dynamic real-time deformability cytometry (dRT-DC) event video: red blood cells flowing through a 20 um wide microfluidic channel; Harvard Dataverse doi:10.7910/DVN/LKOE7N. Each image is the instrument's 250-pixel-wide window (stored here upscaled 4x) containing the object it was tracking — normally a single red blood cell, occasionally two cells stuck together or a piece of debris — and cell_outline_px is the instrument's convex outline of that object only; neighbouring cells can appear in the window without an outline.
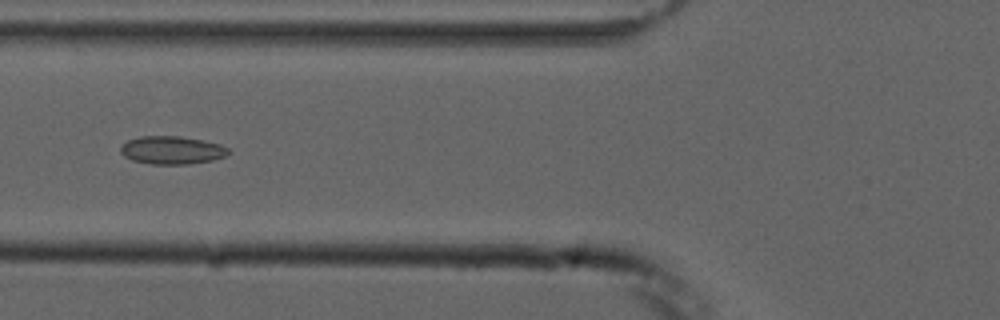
{"species": "common noctule bat (a hibernating species)", "species_latin": "Nyctalus noctula", "temperature_condition": "cold", "stored_images_in_passage": 9, "camera_frame_rate_fps": 3000, "um_per_image_px": 0.085, "animal": {"sex": "male", "forearm_length_mm": 52.5}, "frame": {"image": 1, "passage_image": 6, "time_ms": 5.667, "image_size_px": [1000, 320], "cell_outline_px": [[232, 152], [228, 156], [212, 160], [188, 164], [152, 164], [132, 160], [124, 156], [120, 152], [120, 144], [128, 140], [140, 136], [180, 136], [220, 144], [228, 148]], "centroid_in_image_um": [14.61, 12.76], "position_along_channel_um": 111.2, "area_um2": 17.74}}
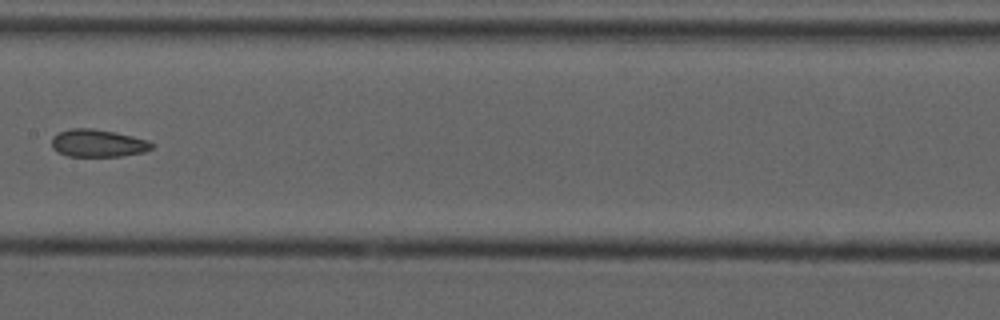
{"frame": {"image": 2, "passage_image": 8, "time_ms": 8.0, "image_size_px": [1000, 320], "cell_outline_px": [[156, 144], [152, 148], [144, 152], [124, 156], [68, 156], [56, 152], [52, 148], [52, 136], [68, 128], [92, 128], [116, 132], [148, 140]], "centroid_in_image_um": [8.33, 12.17], "position_along_channel_um": 199.1, "area_um2": 16.3}}
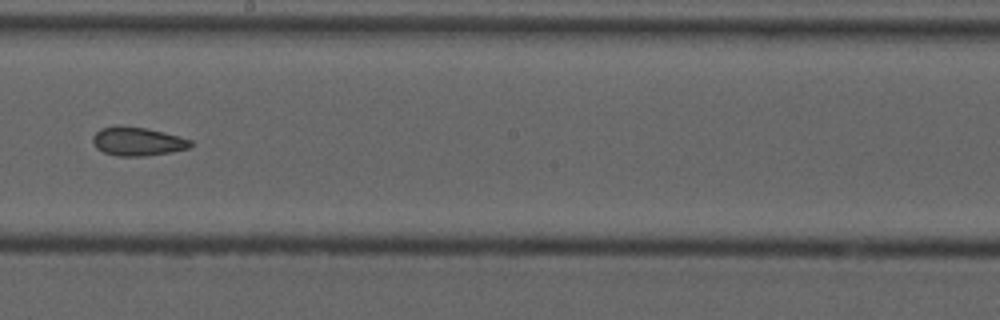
{"frame": {"image": 3, "passage_image": 9, "time_ms": 9.0, "image_size_px": [1000, 320], "cell_outline_px": [[192, 144], [188, 148], [172, 152], [144, 156], [116, 156], [104, 152], [96, 148], [92, 140], [92, 136], [100, 128], [144, 128], [192, 140]], "centroid_in_image_um": [11.68, 12.07], "position_along_channel_um": 236.5, "area_um2": 15.66}}